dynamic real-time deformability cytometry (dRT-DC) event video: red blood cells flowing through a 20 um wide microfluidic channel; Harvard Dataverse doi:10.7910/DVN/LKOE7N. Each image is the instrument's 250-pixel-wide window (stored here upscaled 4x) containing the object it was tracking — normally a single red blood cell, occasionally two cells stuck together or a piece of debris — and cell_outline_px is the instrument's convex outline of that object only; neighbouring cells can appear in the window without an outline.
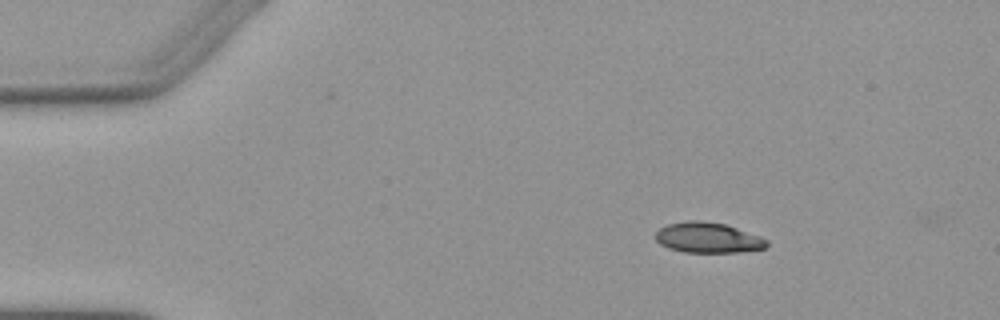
{"species": "Egyptian fruit bat (a non-hibernating species)", "species_latin": "Rousettus aegyptiacus", "temperature_condition": "warm", "stored_images_in_passage": 3, "camera_frame_rate_fps": 3000, "um_per_image_px": 0.085, "animal": {"sex": "female"}, "frame": {"image": 1, "passage_image": 1, "time_ms": 0.0, "image_size_px": [1000, 320], "cell_outline_px": [[768, 244], [764, 248], [740, 252], [684, 252], [668, 248], [660, 244], [656, 240], [656, 232], [660, 228], [668, 224], [688, 220], [700, 220], [724, 224], [760, 236], [768, 240]], "centroid_in_image_um": [60.16, 20.2], "position_along_channel_um": 24.8, "area_um2": 19.59}}